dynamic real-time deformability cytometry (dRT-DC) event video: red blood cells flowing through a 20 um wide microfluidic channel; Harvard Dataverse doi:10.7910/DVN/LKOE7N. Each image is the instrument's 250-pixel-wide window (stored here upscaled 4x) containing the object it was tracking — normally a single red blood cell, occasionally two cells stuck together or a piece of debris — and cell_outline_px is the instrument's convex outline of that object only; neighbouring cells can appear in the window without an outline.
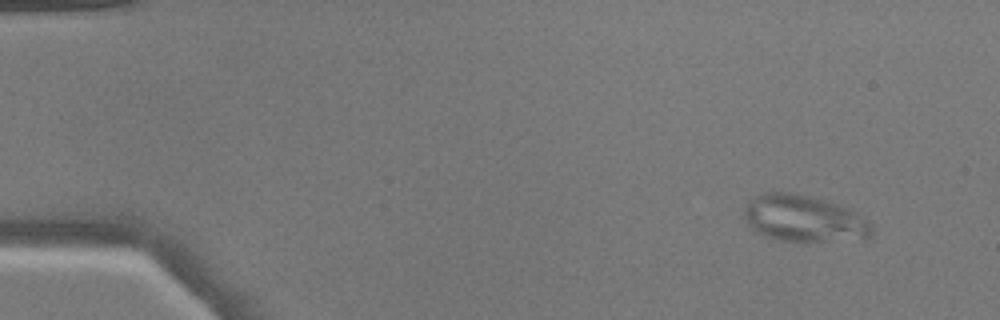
{"species": "common noctule bat (a hibernating species)", "species_latin": "Nyctalus noctula", "temperature_condition": "warm", "stored_images_in_passage": 10, "camera_frame_rate_fps": 3000, "um_per_image_px": 0.085, "animal": {"sex": "male", "body_mass_g": 17.9}, "frame": {"image": 1, "passage_image": 2, "time_ms": 0.333, "image_size_px": [1000, 320], "cell_outline_px": [[872, 236], [864, 240], [804, 244], [780, 240], [764, 236], [756, 232], [748, 224], [744, 216], [744, 204], [756, 196], [764, 192], [788, 192], [808, 196], [824, 200], [848, 208], [856, 212], [868, 220], [872, 224]], "centroid_in_image_um": [68.38, 18.64], "position_along_channel_um": 16.6, "area_um2": 35.78}}